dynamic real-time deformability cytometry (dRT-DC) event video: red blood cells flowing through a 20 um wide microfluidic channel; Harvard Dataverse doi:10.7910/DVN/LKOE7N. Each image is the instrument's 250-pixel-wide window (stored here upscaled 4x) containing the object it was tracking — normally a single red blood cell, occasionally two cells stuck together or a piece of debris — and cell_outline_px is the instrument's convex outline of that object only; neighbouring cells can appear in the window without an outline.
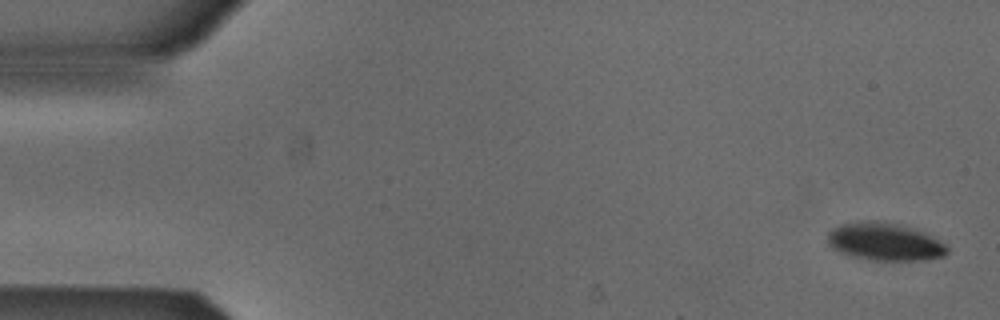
{"species": "Egyptian fruit bat (a non-hibernating species)", "species_latin": "Rousettus aegyptiacus", "temperature_condition": "cold", "stored_images_in_passage": 16, "camera_frame_rate_fps": 3000, "um_per_image_px": 0.085, "animal": {"sex": "male"}, "frame": {"image": 1, "passage_image": 1, "time_ms": 0.0, "image_size_px": [1000, 320], "cell_outline_px": [[948, 252], [944, 256], [924, 260], [872, 260], [848, 256], [832, 248], [828, 244], [828, 232], [832, 228], [840, 224], [860, 220], [876, 220], [896, 224], [924, 232], [944, 244], [948, 248]], "centroid_in_image_um": [75.15, 20.54], "position_along_channel_um": 9.9, "area_um2": 26.36}}
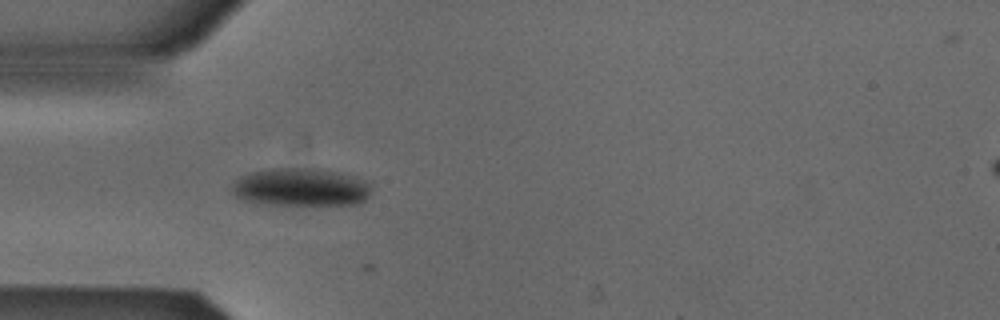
{"frame": {"image": 2, "passage_image": 15, "time_ms": 4.667, "image_size_px": [1000, 320], "cell_outline_px": [[368, 196], [360, 204], [256, 204], [244, 200], [236, 196], [232, 192], [232, 188], [236, 180], [240, 176], [252, 172], [272, 168], [320, 168], [352, 176], [364, 180], [368, 184]], "centroid_in_image_um": [25.52, 15.91], "position_along_channel_um": 59.5, "area_um2": 30.58}}